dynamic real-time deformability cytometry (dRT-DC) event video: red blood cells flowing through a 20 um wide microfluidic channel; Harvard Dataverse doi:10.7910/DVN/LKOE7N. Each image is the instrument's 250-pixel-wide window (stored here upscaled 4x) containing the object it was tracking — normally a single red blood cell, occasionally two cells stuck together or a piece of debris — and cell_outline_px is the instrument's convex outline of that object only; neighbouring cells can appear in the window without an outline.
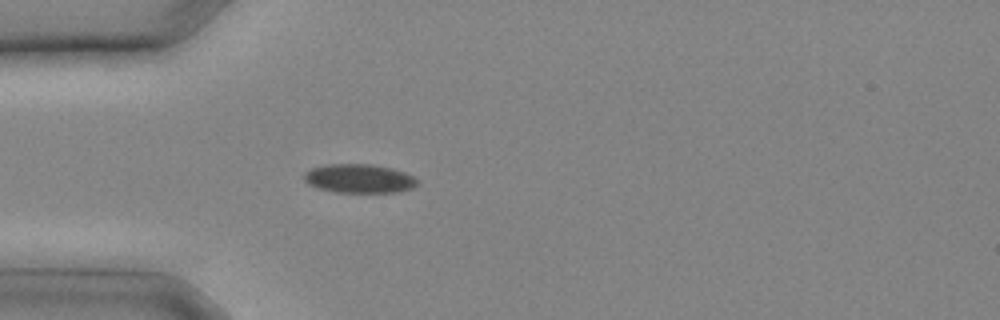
{"species": "common noctule bat (a hibernating species)", "species_latin": "Nyctalus noctula", "temperature_condition": "cold", "stored_images_in_passage": 7, "camera_frame_rate_fps": 3000, "um_per_image_px": 0.085, "animal": {"sex": "male", "body_mass_g": 20.4}, "frame": {"image": 1, "passage_image": 5, "time_ms": 1.333, "image_size_px": [1000, 320], "cell_outline_px": [[420, 184], [412, 188], [400, 192], [336, 192], [316, 188], [308, 184], [304, 180], [304, 172], [312, 168], [328, 164], [372, 164], [392, 168], [404, 172], [420, 180]], "centroid_in_image_um": [30.55, 15.18], "position_along_channel_um": 54.4, "area_um2": 19.25}}